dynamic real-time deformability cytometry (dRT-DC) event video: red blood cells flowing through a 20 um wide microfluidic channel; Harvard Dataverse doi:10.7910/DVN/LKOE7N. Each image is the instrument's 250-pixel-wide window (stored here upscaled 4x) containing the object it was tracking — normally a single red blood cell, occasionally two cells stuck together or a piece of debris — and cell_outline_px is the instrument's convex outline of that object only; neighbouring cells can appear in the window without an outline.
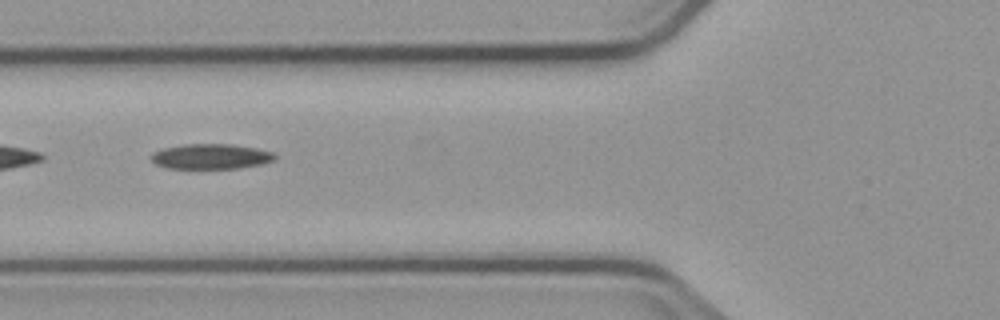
{"species": "common noctule bat (a hibernating species)", "species_latin": "Nyctalus noctula", "temperature_condition": "cold", "stored_images_in_passage": 4, "camera_frame_rate_fps": 3000, "um_per_image_px": 0.085, "animal": {"sex": "male", "body_mass_g": 23.1, "forearm_length_mm": 52.7}, "frame": {"image": 1, "passage_image": 2, "time_ms": 1.333, "image_size_px": [1000, 320], "cell_outline_px": [[276, 160], [264, 164], [240, 168], [168, 168], [156, 164], [152, 160], [152, 152], [164, 148], [184, 144], [232, 144], [256, 148], [272, 152], [276, 156]], "centroid_in_image_um": [17.97, 13.3], "position_along_channel_um": 107.8, "area_um2": 18.15}}
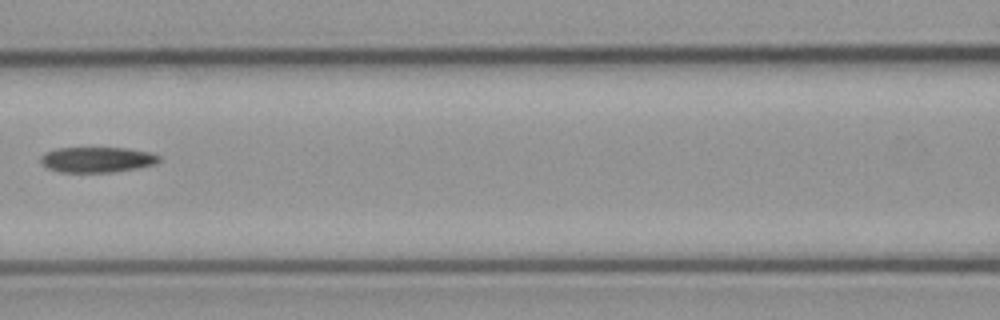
{"frame": {"image": 2, "passage_image": 3, "time_ms": 2.667, "image_size_px": [1000, 320], "cell_outline_px": [[160, 160], [156, 164], [136, 168], [112, 172], [60, 172], [48, 168], [40, 160], [40, 156], [44, 152], [56, 148], [128, 148], [152, 152], [160, 156]], "centroid_in_image_um": [8.27, 13.56], "position_along_channel_um": 158.3, "area_um2": 17.63}}
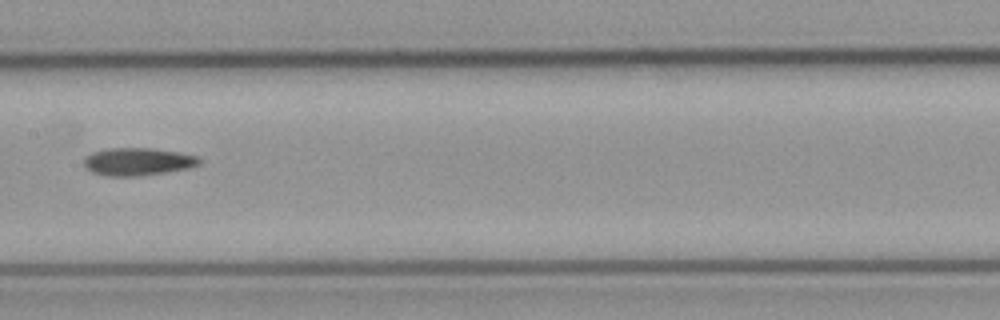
{"frame": {"image": 3, "passage_image": 4, "time_ms": 3.667, "image_size_px": [1000, 320], "cell_outline_px": [[200, 164], [188, 168], [168, 172], [140, 176], [108, 176], [92, 172], [84, 164], [84, 160], [92, 152], [108, 148], [152, 148], [180, 152], [196, 156], [200, 160]], "centroid_in_image_um": [11.73, 13.74], "position_along_channel_um": 195.7, "area_um2": 18.55}}